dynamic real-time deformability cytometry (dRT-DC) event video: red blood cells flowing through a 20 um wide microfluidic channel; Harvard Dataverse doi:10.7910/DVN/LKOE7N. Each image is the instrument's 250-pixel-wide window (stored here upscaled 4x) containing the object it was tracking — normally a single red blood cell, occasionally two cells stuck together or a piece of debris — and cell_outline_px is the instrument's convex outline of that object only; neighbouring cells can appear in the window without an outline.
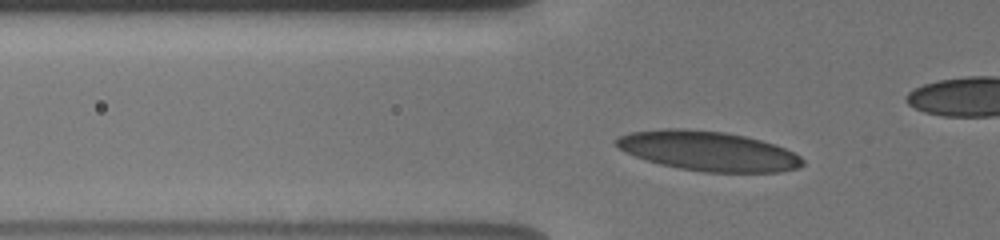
{"species": "human", "species_latin": "Homo sapiens", "temperature_condition": "cold", "stored_images_in_passage": 36, "camera_frame_rate_fps": 3000, "um_per_image_px": 0.085, "donor": {"sex": "male"}, "frame": {"image": 1, "passage_image": 6, "time_ms": 1.667, "image_size_px": [1000, 240], "cell_outline_px": [[804, 164], [796, 168], [780, 172], [704, 172], [680, 168], [660, 164], [624, 152], [612, 144], [620, 136], [632, 132], [660, 128], [688, 128], [724, 132], [744, 136], [760, 140], [784, 148], [800, 156], [804, 160]], "centroid_in_image_um": [60.16, 12.83], "position_along_channel_um": 65.6, "area_um2": 42.95}}
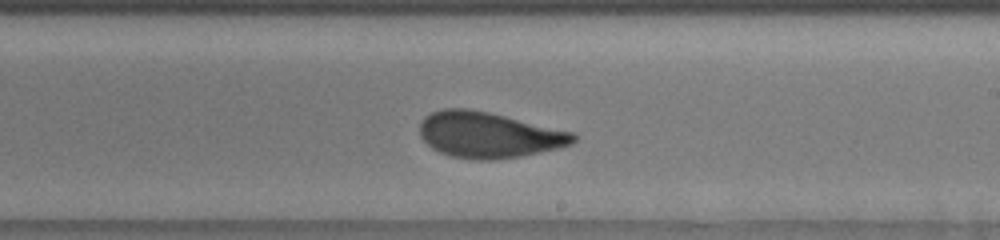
{"frame": {"image": 2, "passage_image": 21, "time_ms": 6.667, "image_size_px": [1000, 240], "cell_outline_px": [[576, 140], [572, 144], [540, 152], [520, 156], [496, 160], [476, 160], [452, 156], [440, 152], [432, 148], [420, 136], [420, 120], [424, 116], [432, 112], [444, 108], [468, 108], [488, 112], [572, 132], [576, 136]], "centroid_in_image_um": [41.49, 11.46], "position_along_channel_um": 247.5, "area_um2": 40.75}}
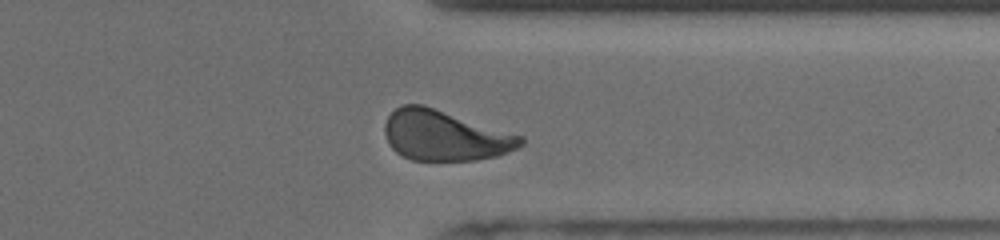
{"frame": {"image": 3, "passage_image": 31, "time_ms": 10.0, "image_size_px": [1000, 240], "cell_outline_px": [[524, 144], [508, 152], [496, 156], [476, 160], [412, 160], [396, 152], [388, 144], [384, 132], [384, 124], [388, 116], [400, 104], [424, 104], [524, 136]], "centroid_in_image_um": [37.8, 11.5], "position_along_channel_um": 373.6, "area_um2": 40.11}, "authors_computed_cell_mechanics": {"area_um2": 40.749, "velocity_mm_per_s": 3.7784, "shape_relaxation_time_tau1_ms": 5.3082, "shape_relaxation_time_tau2_ms": 0.8182, "deformation_change_tau1": 0.1634, "deformation_change_tau2": 0.0689}}